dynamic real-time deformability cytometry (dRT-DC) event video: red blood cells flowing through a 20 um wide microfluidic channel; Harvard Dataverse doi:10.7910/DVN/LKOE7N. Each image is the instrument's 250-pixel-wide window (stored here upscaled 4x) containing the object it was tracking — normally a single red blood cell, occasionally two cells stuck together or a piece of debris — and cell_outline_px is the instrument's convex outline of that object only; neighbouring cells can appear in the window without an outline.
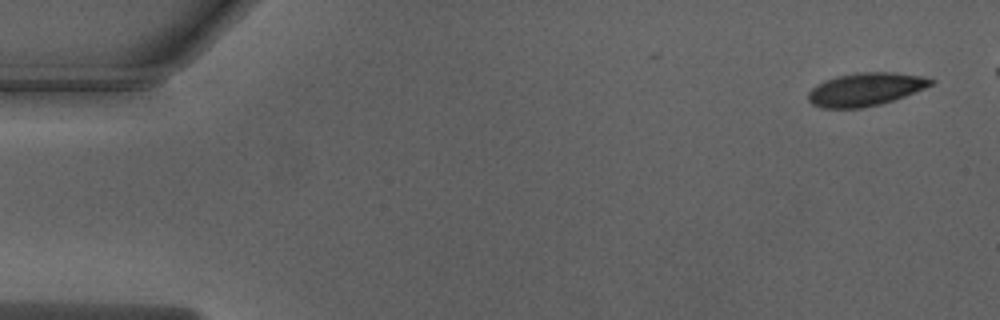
{"species": "Egyptian fruit bat (a non-hibernating species)", "species_latin": "Rousettus aegyptiacus", "temperature_condition": "warm", "stored_images_in_passage": 8, "camera_frame_rate_fps": 3000, "um_per_image_px": 0.085, "animal": {"sex": "male"}, "frame": {"image": 1, "passage_image": 2, "time_ms": 0.333, "image_size_px": [1000, 320], "cell_outline_px": [[936, 80], [932, 84], [924, 88], [904, 96], [880, 104], [860, 108], [820, 108], [812, 104], [808, 100], [808, 92], [816, 84], [824, 80], [836, 76], [860, 72], [892, 72], [920, 76]], "centroid_in_image_um": [73.51, 7.59], "position_along_channel_um": 11.5, "area_um2": 23.52}}